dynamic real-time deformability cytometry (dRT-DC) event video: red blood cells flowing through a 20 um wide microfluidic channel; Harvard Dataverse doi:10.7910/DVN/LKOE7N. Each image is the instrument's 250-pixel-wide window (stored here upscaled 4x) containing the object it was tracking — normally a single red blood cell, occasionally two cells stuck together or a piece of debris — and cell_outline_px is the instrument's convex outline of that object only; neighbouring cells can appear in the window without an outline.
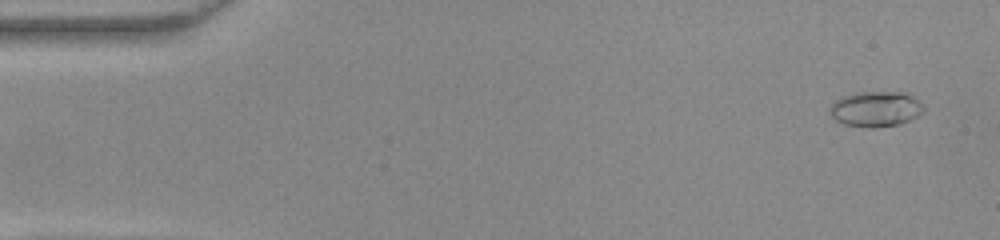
{"species": "common noctule bat (a hibernating species)", "species_latin": "Nyctalus noctula", "temperature_condition": "warm", "stored_images_in_passage": 54, "camera_frame_rate_fps": 3000, "um_per_image_px": 0.085, "animal": {"sex": "female", "body_mass_g": 22.0, "forearm_length_mm": 56.7}, "frame": {"image": 1, "passage_image": 3, "time_ms": 0.667, "image_size_px": [1000, 240], "cell_outline_px": [[924, 112], [912, 120], [896, 124], [872, 128], [844, 124], [836, 120], [828, 112], [828, 108], [840, 96], [856, 92], [904, 92], [912, 96], [924, 104]], "centroid_in_image_um": [74.44, 9.25], "position_along_channel_um": 10.6, "area_um2": 19.54}}
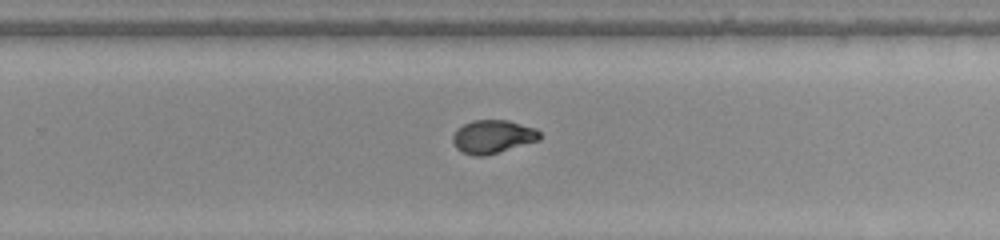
{"frame": {"image": 2, "passage_image": 34, "time_ms": 11.0, "image_size_px": [1000, 240], "cell_outline_px": [[540, 140], [484, 156], [472, 156], [460, 152], [456, 148], [452, 140], [452, 136], [456, 128], [472, 120], [508, 120], [536, 128], [540, 132]], "centroid_in_image_um": [41.85, 11.61], "position_along_channel_um": 287.9, "area_um2": 17.05}}
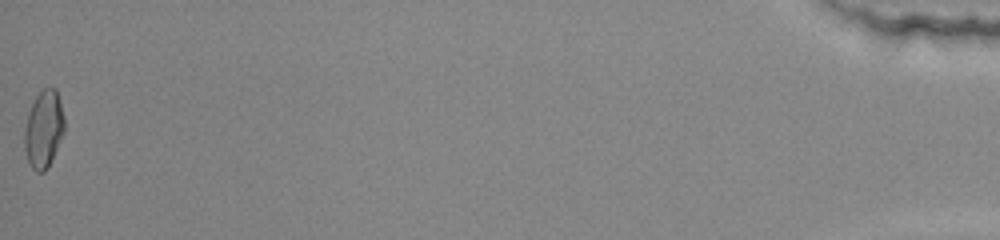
{"frame": {"image": 3, "passage_image": 53, "time_ms": 17.333, "image_size_px": [1000, 240], "cell_outline_px": [[64, 132], [48, 168], [44, 172], [36, 172], [28, 164], [24, 148], [24, 128], [28, 112], [36, 96], [44, 88], [56, 88], [60, 100], [64, 116]], "centroid_in_image_um": [3.7, 11.0], "position_along_channel_um": 431.5, "area_um2": 18.15}}